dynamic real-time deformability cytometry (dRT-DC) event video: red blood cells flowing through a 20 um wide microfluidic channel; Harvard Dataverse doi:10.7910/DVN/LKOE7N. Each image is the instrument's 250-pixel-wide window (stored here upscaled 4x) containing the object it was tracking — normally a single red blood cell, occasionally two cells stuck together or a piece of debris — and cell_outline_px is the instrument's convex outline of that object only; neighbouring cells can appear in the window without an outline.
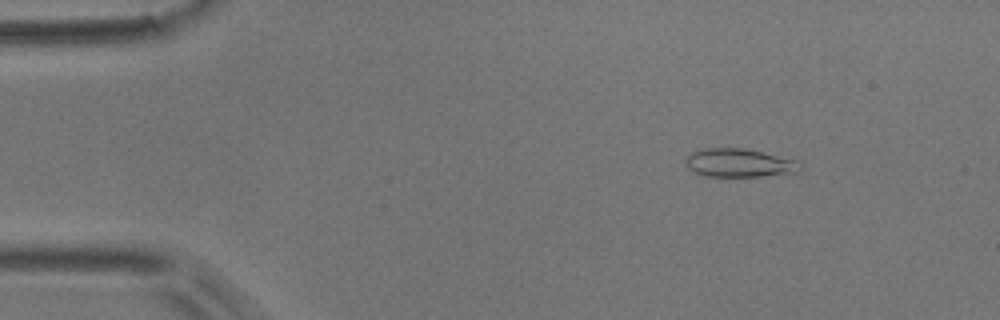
{"species": "common noctule bat (a hibernating species)", "species_latin": "Nyctalus noctula", "temperature_condition": "room temperature", "stored_images_in_passage": 5, "camera_frame_rate_fps": 3000, "um_per_image_px": 0.085, "animal": {"sex": "male", "body_mass_g": 17.9}, "frame": {"image": 1, "passage_image": 2, "time_ms": 0.333, "image_size_px": [1000, 320], "cell_outline_px": [[800, 172], [760, 176], [704, 176], [692, 172], [688, 168], [684, 160], [692, 152], [704, 148], [744, 148], [796, 160], [800, 164]], "centroid_in_image_um": [62.79, 13.85], "position_along_channel_um": 22.2, "area_um2": 18.9}}